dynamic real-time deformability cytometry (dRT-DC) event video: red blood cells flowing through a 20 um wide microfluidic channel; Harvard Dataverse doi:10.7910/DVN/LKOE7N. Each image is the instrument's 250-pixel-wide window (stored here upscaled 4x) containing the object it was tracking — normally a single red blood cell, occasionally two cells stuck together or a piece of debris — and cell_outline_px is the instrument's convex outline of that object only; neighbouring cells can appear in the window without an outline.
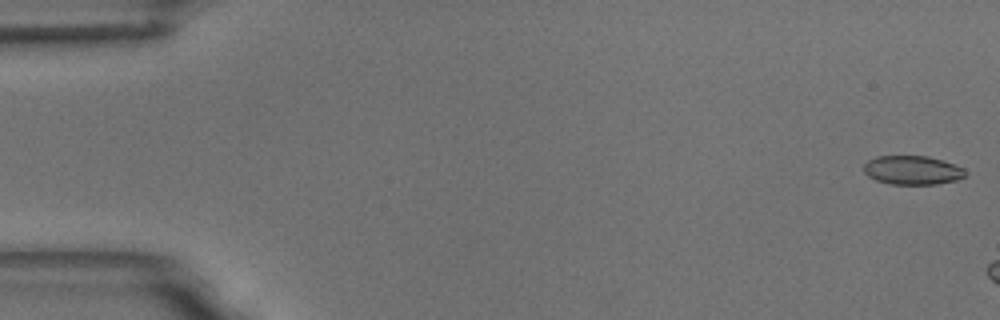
{"species": "common noctule bat (a hibernating species)", "species_latin": "Nyctalus noctula", "temperature_condition": "room temperature", "stored_images_in_passage": 10, "camera_frame_rate_fps": 3000, "um_per_image_px": 0.085, "animal": {"sex": "male", "body_mass_g": 18.8}, "frame": {"image": 1, "passage_image": 1, "time_ms": 0.0, "image_size_px": [1000, 320], "cell_outline_px": [[964, 176], [956, 180], [936, 184], [892, 184], [876, 180], [868, 176], [864, 172], [864, 164], [868, 160], [876, 156], [928, 156], [944, 160], [956, 164], [964, 168]], "centroid_in_image_um": [77.55, 14.45], "position_along_channel_um": 7.5, "area_um2": 17.11}}